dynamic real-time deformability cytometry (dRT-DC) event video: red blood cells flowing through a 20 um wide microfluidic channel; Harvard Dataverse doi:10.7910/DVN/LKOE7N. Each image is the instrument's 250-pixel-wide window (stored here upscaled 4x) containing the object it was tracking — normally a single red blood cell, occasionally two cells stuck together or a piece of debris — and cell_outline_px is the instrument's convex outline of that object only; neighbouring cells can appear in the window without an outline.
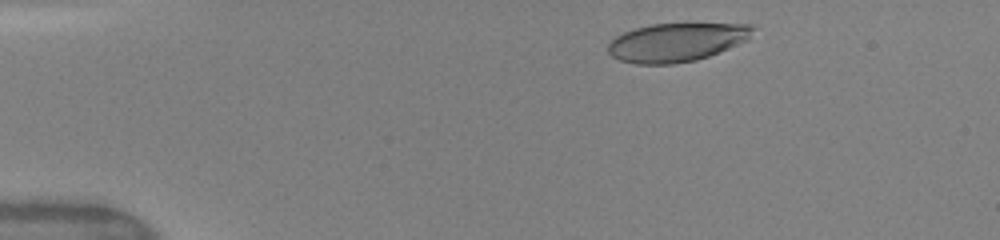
{"species": "human", "species_latin": "Homo sapiens", "temperature_condition": "warm", "stored_images_in_passage": 52, "camera_frame_rate_fps": 3000, "um_per_image_px": 0.085, "donor": {"sex": "female"}, "frame": {"image": 1, "passage_image": 5, "time_ms": 1.0, "image_size_px": [1000, 240], "cell_outline_px": [[756, 28], [748, 40], [708, 56], [696, 60], [672, 64], [636, 64], [620, 60], [612, 56], [608, 52], [608, 44], [616, 36], [624, 32], [636, 28], [652, 24], [684, 20], [688, 20], [752, 24]], "centroid_in_image_um": [57.59, 3.52], "position_along_channel_um": 27.4, "area_um2": 33.87}}
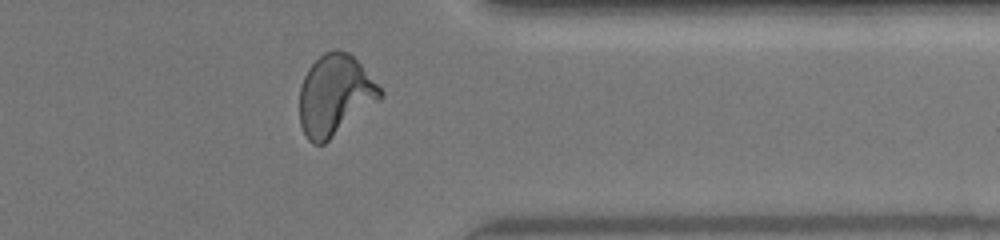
{"frame": {"image": 2, "passage_image": 41, "time_ms": 11.667, "image_size_px": [1000, 240], "cell_outline_px": [[384, 96], [380, 100], [324, 144], [312, 144], [308, 140], [300, 124], [300, 88], [304, 76], [308, 68], [324, 52], [336, 48], [348, 52], [360, 64], [384, 92]], "centroid_in_image_um": [28.47, 8.09], "position_along_channel_um": 382.9, "area_um2": 37.8}}
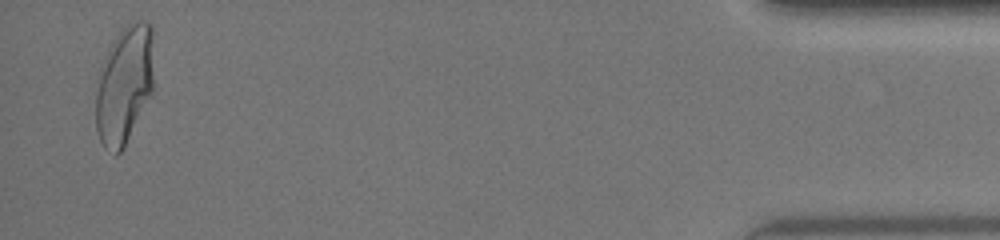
{"frame": {"image": 3, "passage_image": 50, "time_ms": 14.333, "image_size_px": [1000, 240], "cell_outline_px": [[152, 92], [124, 148], [116, 156], [104, 148], [96, 132], [96, 72], [104, 56], [120, 28], [128, 24], [140, 20], [148, 20], [152, 24]], "centroid_in_image_um": [10.53, 7.2], "position_along_channel_um": 424.7, "area_um2": 40.58}, "authors_computed_cell_mechanics": {"area_um2": 36.2406, "velocity_mm_per_s": 4.1087, "shape_relaxation_time_tau1_ms": 4.5151, "shape_relaxation_time_tau2_ms": 0.5884, "deformation_change_tau1": 0.2191, "deformation_change_tau2": 0.0824}}